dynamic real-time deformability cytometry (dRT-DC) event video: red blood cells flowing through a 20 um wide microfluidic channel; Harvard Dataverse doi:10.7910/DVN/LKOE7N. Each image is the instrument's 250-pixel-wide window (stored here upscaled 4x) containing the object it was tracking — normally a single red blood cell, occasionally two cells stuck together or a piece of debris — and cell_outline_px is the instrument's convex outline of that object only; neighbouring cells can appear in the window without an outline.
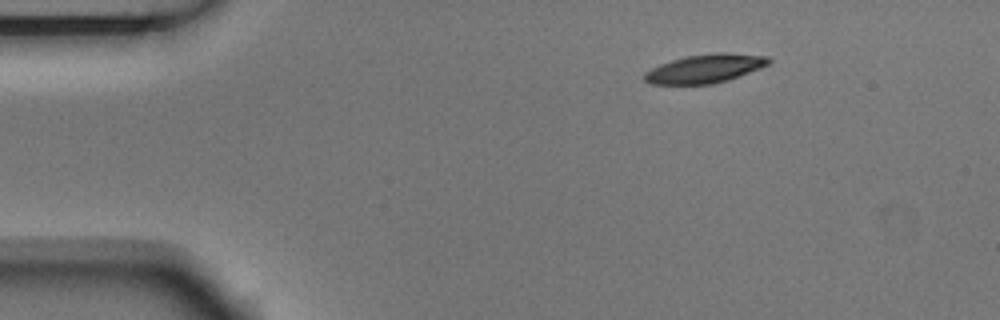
{"species": "Egyptian fruit bat (a non-hibernating species)", "species_latin": "Rousettus aegyptiacus", "temperature_condition": "room temperature", "stored_images_in_passage": 5, "camera_frame_rate_fps": 3000, "um_per_image_px": 0.085, "animal": {"sex": "male"}, "frame": {"image": 1, "passage_image": 5, "time_ms": 1.333, "image_size_px": [1000, 320], "cell_outline_px": [[772, 60], [768, 64], [760, 68], [728, 80], [712, 84], [648, 84], [644, 80], [644, 72], [660, 64], [684, 56], [716, 52], [728, 52], [768, 56]], "centroid_in_image_um": [59.93, 5.82], "position_along_channel_um": 25.1, "area_um2": 20.87}}